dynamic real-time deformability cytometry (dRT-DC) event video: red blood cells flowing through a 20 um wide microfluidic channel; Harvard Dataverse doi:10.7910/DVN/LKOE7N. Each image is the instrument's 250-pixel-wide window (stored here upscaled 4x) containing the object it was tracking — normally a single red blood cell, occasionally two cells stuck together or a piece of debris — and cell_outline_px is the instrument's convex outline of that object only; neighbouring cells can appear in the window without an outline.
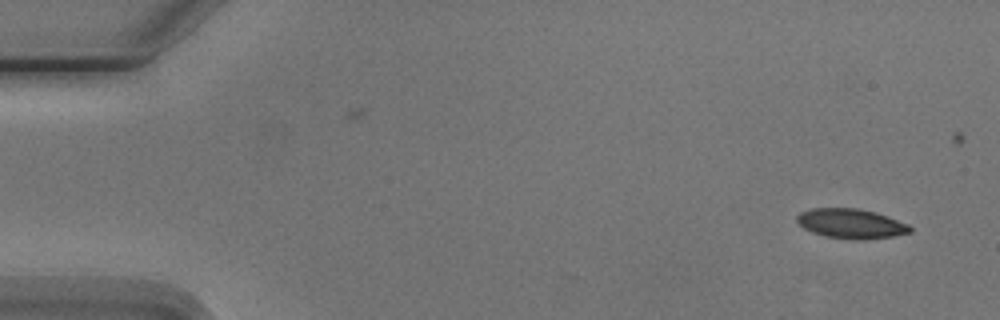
{"species": "Egyptian fruit bat (a non-hibernating species)", "species_latin": "Rousettus aegyptiacus", "temperature_condition": "cold", "stored_images_in_passage": 7, "camera_frame_rate_fps": 3000, "um_per_image_px": 0.085, "animal": {"sex": "male"}, "frame": {"image": 1, "passage_image": 1, "time_ms": 0.0, "image_size_px": [1000, 320], "cell_outline_px": [[912, 232], [892, 236], [864, 240], [856, 240], [828, 236], [812, 232], [804, 228], [796, 220], [796, 216], [800, 212], [812, 208], [856, 208], [876, 212], [888, 216], [908, 224], [912, 228]], "centroid_in_image_um": [72.35, 19.0], "position_along_channel_um": 12.6, "area_um2": 19.54}}
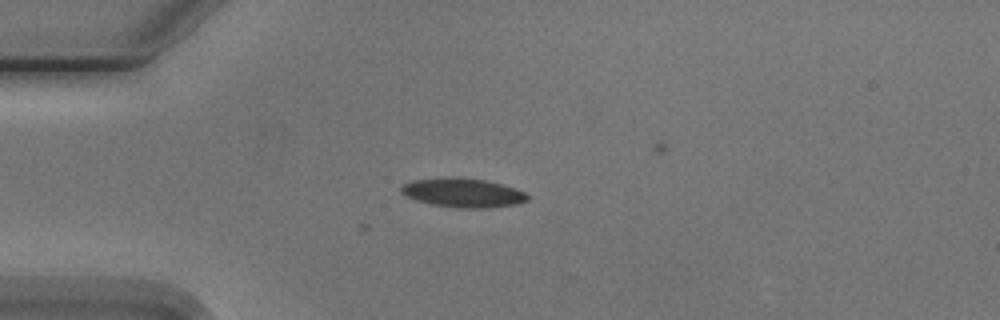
{"frame": {"image": 2, "passage_image": 4, "time_ms": 3.667, "image_size_px": [1000, 320], "cell_outline_px": [[528, 200], [516, 204], [484, 208], [460, 208], [432, 204], [416, 200], [404, 196], [400, 192], [400, 188], [404, 184], [412, 180], [444, 176], [456, 176], [484, 180], [500, 184], [524, 192], [528, 196]], "centroid_in_image_um": [39.27, 16.37], "position_along_channel_um": 45.7, "area_um2": 21.44}}
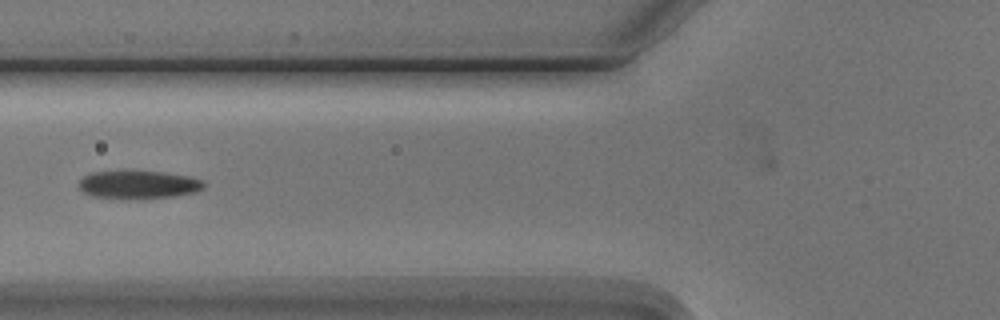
{"frame": {"image": 3, "passage_image": 6, "time_ms": 6.0, "image_size_px": [1000, 320], "cell_outline_px": [[204, 188], [196, 192], [176, 196], [136, 200], [120, 200], [92, 196], [84, 192], [80, 188], [80, 180], [84, 176], [92, 172], [164, 172], [188, 176], [204, 180]], "centroid_in_image_um": [11.8, 15.74], "position_along_channel_um": 114.0, "area_um2": 20.69}}